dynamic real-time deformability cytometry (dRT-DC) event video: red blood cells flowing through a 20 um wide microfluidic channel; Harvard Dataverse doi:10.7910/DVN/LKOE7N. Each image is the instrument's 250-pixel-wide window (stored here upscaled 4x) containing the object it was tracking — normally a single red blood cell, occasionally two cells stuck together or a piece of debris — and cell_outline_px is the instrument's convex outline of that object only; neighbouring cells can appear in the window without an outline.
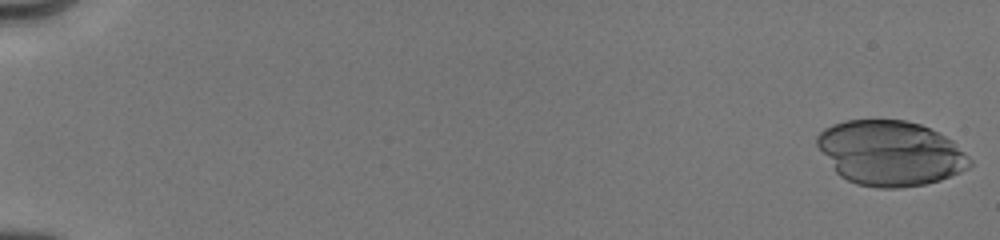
{"species": "human", "species_latin": "Homo sapiens", "temperature_condition": "cold", "stored_images_in_passage": 95, "camera_frame_rate_fps": 3000, "um_per_image_px": 0.085, "donor": {"sex": "male"}, "frame": {"image": 1, "passage_image": 1, "time_ms": 0.0, "image_size_px": [1000, 240], "cell_outline_px": [[972, 164], [968, 168], [960, 172], [940, 180], [924, 184], [900, 188], [876, 188], [856, 184], [840, 176], [836, 172], [816, 144], [816, 136], [824, 128], [832, 124], [844, 120], [904, 120], [920, 124], [952, 140], [972, 160]], "centroid_in_image_um": [75.66, 13.02], "position_along_channel_um": 9.3, "area_um2": 57.68}}